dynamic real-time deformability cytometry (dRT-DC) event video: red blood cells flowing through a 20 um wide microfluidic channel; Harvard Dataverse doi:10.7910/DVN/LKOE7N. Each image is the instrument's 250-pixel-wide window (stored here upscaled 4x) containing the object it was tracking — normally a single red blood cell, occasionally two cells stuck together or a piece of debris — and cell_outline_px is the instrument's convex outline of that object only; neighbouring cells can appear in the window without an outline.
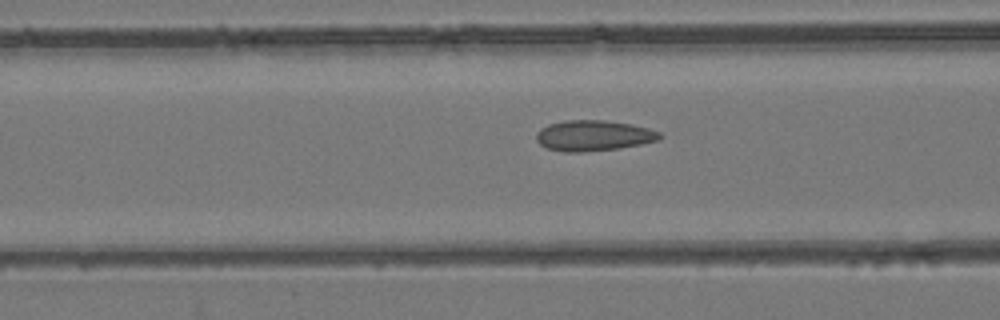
{"species": "common noctule bat (a hibernating species)", "species_latin": "Nyctalus noctula", "temperature_condition": "room temperature", "stored_images_in_passage": 26, "camera_frame_rate_fps": 3000, "um_per_image_px": 0.085, "animal": {"sex": "female", "body_mass_g": 24.6, "forearm_length_mm": 56.2}, "frame": {"image": 1, "passage_image": 21, "time_ms": 6.667, "image_size_px": [1000, 320], "cell_outline_px": [[664, 136], [660, 140], [620, 148], [580, 152], [564, 152], [548, 148], [540, 144], [536, 140], [536, 132], [540, 128], [548, 124], [564, 120], [604, 120], [632, 124], [648, 128], [660, 132]], "centroid_in_image_um": [50.45, 11.52], "position_along_channel_um": 116.1, "area_um2": 22.2}}
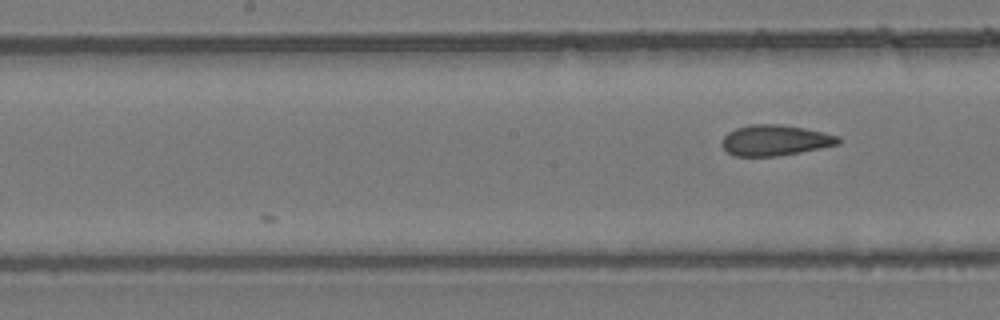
{"frame": {"image": 2, "passage_image": 26, "time_ms": 8.333, "image_size_px": [1000, 320], "cell_outline_px": [[840, 144], [800, 152], [776, 156], [736, 156], [728, 152], [720, 144], [724, 136], [728, 132], [736, 128], [748, 124], [780, 124], [804, 128], [824, 132], [840, 136]], "centroid_in_image_um": [65.88, 11.91], "position_along_channel_um": 182.3, "area_um2": 20.87}}